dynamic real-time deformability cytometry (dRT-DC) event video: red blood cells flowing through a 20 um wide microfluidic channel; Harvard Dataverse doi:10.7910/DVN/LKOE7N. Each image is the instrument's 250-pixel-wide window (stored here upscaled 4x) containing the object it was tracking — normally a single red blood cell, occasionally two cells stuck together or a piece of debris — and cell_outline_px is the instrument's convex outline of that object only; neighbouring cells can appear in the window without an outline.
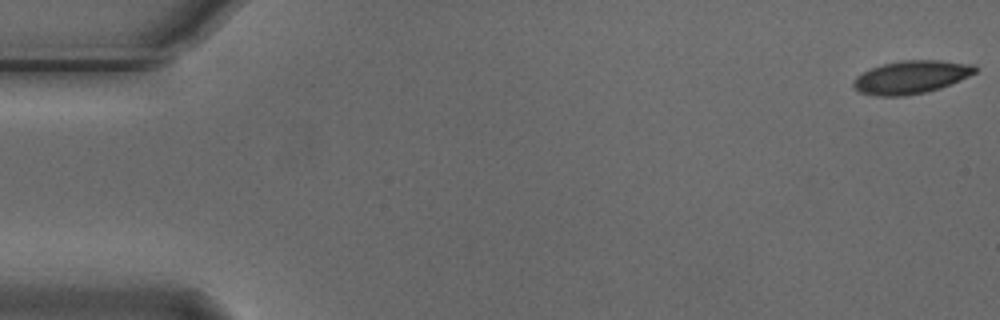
{"species": "Egyptian fruit bat (a non-hibernating species)", "species_latin": "Rousettus aegyptiacus", "temperature_condition": "cold", "stored_images_in_passage": 53, "camera_frame_rate_fps": 3000, "um_per_image_px": 0.085, "animal": {"sex": "male"}, "frame": {"image": 1, "passage_image": 1, "time_ms": 0.0, "image_size_px": [1000, 320], "cell_outline_px": [[980, 68], [976, 72], [960, 80], [940, 88], [924, 92], [904, 96], [880, 96], [860, 92], [852, 84], [852, 80], [856, 76], [872, 68], [884, 64], [900, 60], [940, 60], [976, 64]], "centroid_in_image_um": [77.49, 6.54], "position_along_channel_um": 7.5, "area_um2": 23.41}}
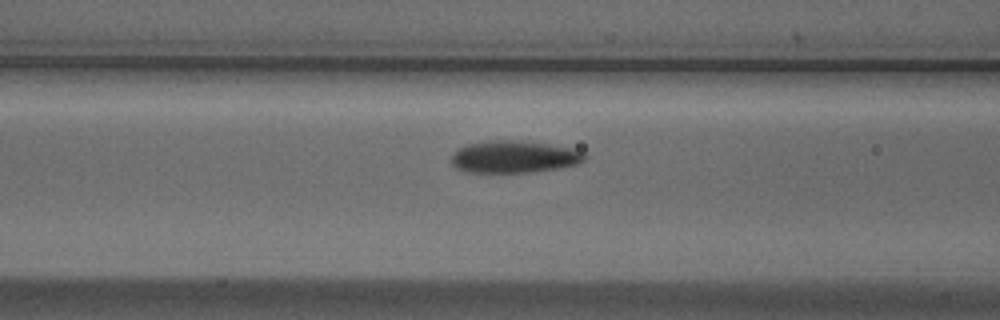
{"frame": {"image": 2, "passage_image": 22, "time_ms": 7.0, "image_size_px": [1000, 320], "cell_outline_px": [[588, 156], [584, 160], [576, 164], [556, 168], [532, 172], [468, 172], [456, 168], [452, 164], [452, 152], [456, 148], [468, 144], [492, 140], [512, 140], [548, 144], [572, 148], [584, 152]], "centroid_in_image_um": [43.67, 13.32], "position_along_channel_um": 122.9, "area_um2": 24.91}}
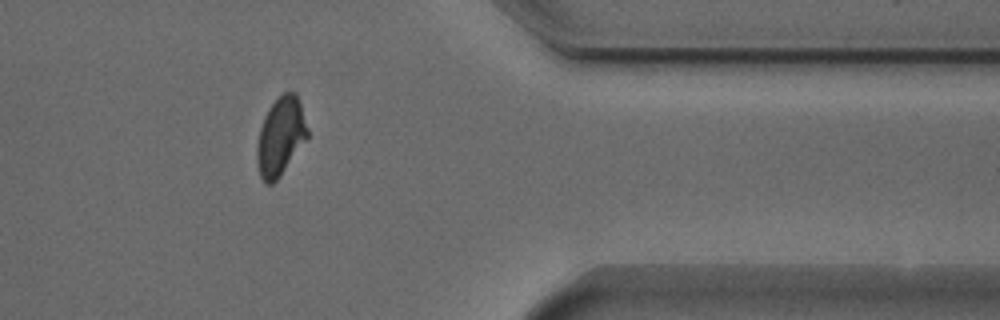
{"frame": {"image": 3, "passage_image": 45, "time_ms": 14.667, "image_size_px": [1000, 320], "cell_outline_px": [[308, 136], [280, 176], [272, 184], [264, 184], [260, 176], [256, 160], [256, 144], [260, 128], [264, 116], [268, 108], [284, 92], [296, 92], [308, 128]], "centroid_in_image_um": [23.82, 11.61], "position_along_channel_um": 387.6, "area_um2": 22.89}, "authors_computed_cell_mechanics": {"area_um2": 23.8136, "velocity_mm_per_s": 3.7074, "shape_relaxation_time_tau1_ms": 3.7273, "shape_relaxation_time_tau2_ms": 1.9312, "deformation_change_tau1": 0.1398, "deformation_change_tau2": 0.0742}}